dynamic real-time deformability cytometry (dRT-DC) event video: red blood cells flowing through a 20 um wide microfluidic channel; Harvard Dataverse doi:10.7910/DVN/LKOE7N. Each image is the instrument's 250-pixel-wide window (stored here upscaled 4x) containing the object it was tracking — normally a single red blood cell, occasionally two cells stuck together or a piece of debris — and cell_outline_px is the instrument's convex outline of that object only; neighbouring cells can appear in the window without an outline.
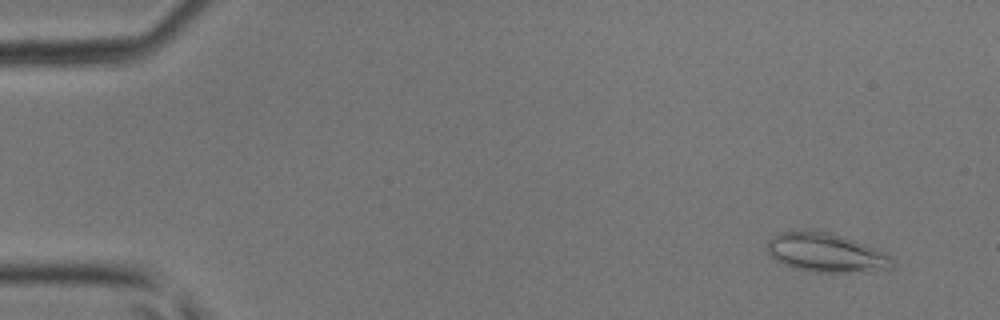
{"species": "common noctule bat (a hibernating species)", "species_latin": "Nyctalus noctula", "temperature_condition": "room temperature", "stored_images_in_passage": 46, "camera_frame_rate_fps": 3000, "um_per_image_px": 0.085, "animal": {"sex": "male", "body_mass_g": 17.9, "forearm_length_mm": 54.2}, "frame": {"image": 1, "passage_image": 4, "time_ms": 1.0, "image_size_px": [1000, 320], "cell_outline_px": [[896, 264], [892, 268], [848, 272], [816, 272], [792, 268], [776, 260], [768, 252], [768, 244], [772, 236], [780, 232], [812, 228], [816, 228], [856, 240], [888, 252], [896, 260]], "centroid_in_image_um": [70.26, 21.44], "position_along_channel_um": 14.7, "area_um2": 29.02}}
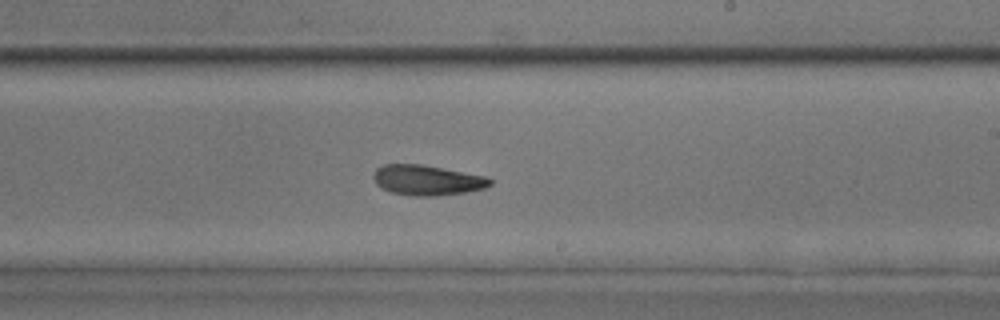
{"frame": {"image": 2, "passage_image": 28, "time_ms": 9.0, "image_size_px": [1000, 320], "cell_outline_px": [[492, 184], [484, 188], [464, 192], [436, 196], [416, 196], [392, 192], [376, 184], [372, 176], [376, 168], [384, 164], [420, 164], [484, 176], [492, 180]], "centroid_in_image_um": [36.27, 15.31], "position_along_channel_um": 252.7, "area_um2": 20.23}}
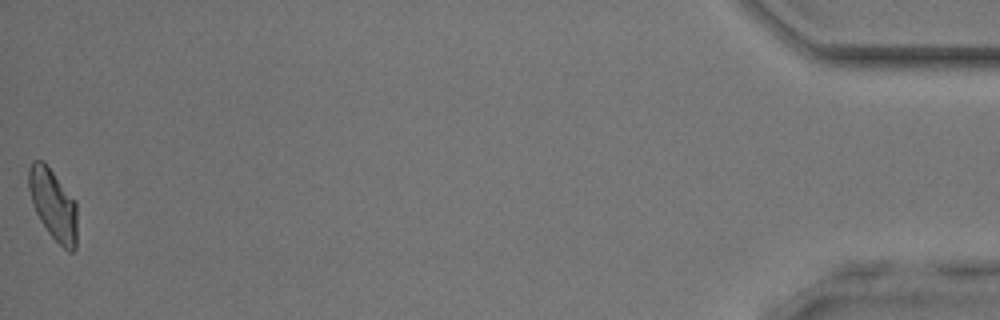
{"frame": {"image": 3, "passage_image": 46, "time_ms": 15.0, "image_size_px": [1000, 320], "cell_outline_px": [[76, 248], [72, 252], [68, 252], [48, 232], [40, 220], [36, 212], [28, 188], [28, 168], [32, 160], [44, 160], [76, 200]], "centroid_in_image_um": [4.52, 17.34], "position_along_channel_um": 430.7, "area_um2": 20.11}}